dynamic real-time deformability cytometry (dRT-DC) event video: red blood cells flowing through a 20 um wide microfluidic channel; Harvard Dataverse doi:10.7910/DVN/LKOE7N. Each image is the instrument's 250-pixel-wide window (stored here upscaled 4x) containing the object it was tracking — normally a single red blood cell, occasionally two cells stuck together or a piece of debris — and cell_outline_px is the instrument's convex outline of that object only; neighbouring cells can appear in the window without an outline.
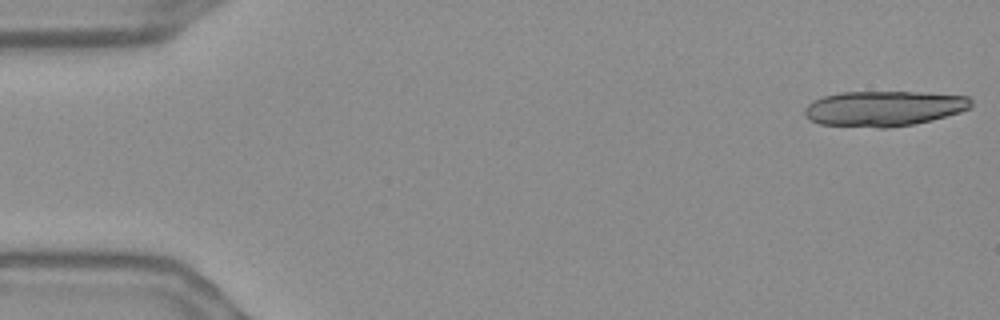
{"species": "Egyptian fruit bat (a non-hibernating species)", "species_latin": "Rousettus aegyptiacus", "temperature_condition": "warm", "stored_images_in_passage": 19, "camera_frame_rate_fps": 3000, "um_per_image_px": 0.085, "frame": {"image": 1, "passage_image": 1, "time_ms": 0.0, "image_size_px": [1000, 320], "cell_outline_px": [[972, 108], [960, 112], [932, 120], [912, 124], [888, 128], [876, 128], [820, 124], [808, 120], [804, 116], [804, 108], [808, 104], [824, 96], [840, 92], [916, 92], [968, 96], [972, 100]], "centroid_in_image_um": [75.12, 9.23], "position_along_channel_um": 9.9, "area_um2": 34.39}}